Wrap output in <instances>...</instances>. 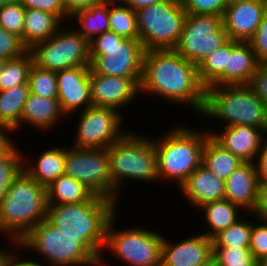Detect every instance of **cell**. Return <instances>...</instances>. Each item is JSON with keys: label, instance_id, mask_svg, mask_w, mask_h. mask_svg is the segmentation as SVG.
I'll return each instance as SVG.
<instances>
[{"label": "cell", "instance_id": "cell-1", "mask_svg": "<svg viewBox=\"0 0 267 266\" xmlns=\"http://www.w3.org/2000/svg\"><path fill=\"white\" fill-rule=\"evenodd\" d=\"M143 93L179 107L187 106L199 117L205 107L206 88L198 78L197 66L173 49L145 51L140 96Z\"/></svg>", "mask_w": 267, "mask_h": 266}, {"label": "cell", "instance_id": "cell-2", "mask_svg": "<svg viewBox=\"0 0 267 266\" xmlns=\"http://www.w3.org/2000/svg\"><path fill=\"white\" fill-rule=\"evenodd\" d=\"M118 204L94 195L88 202L48 205L47 219L61 232L77 240L99 260L111 218Z\"/></svg>", "mask_w": 267, "mask_h": 266}, {"label": "cell", "instance_id": "cell-3", "mask_svg": "<svg viewBox=\"0 0 267 266\" xmlns=\"http://www.w3.org/2000/svg\"><path fill=\"white\" fill-rule=\"evenodd\" d=\"M172 128L159 138L151 137L157 153L158 183L174 182L180 188L202 164L203 148L209 132L206 128L192 129L181 124Z\"/></svg>", "mask_w": 267, "mask_h": 266}, {"label": "cell", "instance_id": "cell-4", "mask_svg": "<svg viewBox=\"0 0 267 266\" xmlns=\"http://www.w3.org/2000/svg\"><path fill=\"white\" fill-rule=\"evenodd\" d=\"M47 212L46 188L21 169L0 203V233L20 241Z\"/></svg>", "mask_w": 267, "mask_h": 266}, {"label": "cell", "instance_id": "cell-5", "mask_svg": "<svg viewBox=\"0 0 267 266\" xmlns=\"http://www.w3.org/2000/svg\"><path fill=\"white\" fill-rule=\"evenodd\" d=\"M129 130L107 148L110 177L114 191L120 195L126 181L158 182L157 153L152 137ZM123 185V186H122Z\"/></svg>", "mask_w": 267, "mask_h": 266}, {"label": "cell", "instance_id": "cell-6", "mask_svg": "<svg viewBox=\"0 0 267 266\" xmlns=\"http://www.w3.org/2000/svg\"><path fill=\"white\" fill-rule=\"evenodd\" d=\"M201 117L205 122L217 120L221 127L250 125L267 133V105L248 85L207 87Z\"/></svg>", "mask_w": 267, "mask_h": 266}, {"label": "cell", "instance_id": "cell-7", "mask_svg": "<svg viewBox=\"0 0 267 266\" xmlns=\"http://www.w3.org/2000/svg\"><path fill=\"white\" fill-rule=\"evenodd\" d=\"M19 244L20 253H24L25 250L37 253V260L25 258L37 266H45V262L49 266H98V260L77 238L64 234L47 218L35 225ZM40 257L43 258L42 261Z\"/></svg>", "mask_w": 267, "mask_h": 266}, {"label": "cell", "instance_id": "cell-8", "mask_svg": "<svg viewBox=\"0 0 267 266\" xmlns=\"http://www.w3.org/2000/svg\"><path fill=\"white\" fill-rule=\"evenodd\" d=\"M118 212L108 223L105 243L102 254L98 260V266H109L104 251L115 256V260H121L127 266H160L161 246L163 233L152 231L144 227L127 226L122 229L117 227L116 217ZM106 249V250H105Z\"/></svg>", "mask_w": 267, "mask_h": 266}, {"label": "cell", "instance_id": "cell-9", "mask_svg": "<svg viewBox=\"0 0 267 266\" xmlns=\"http://www.w3.org/2000/svg\"><path fill=\"white\" fill-rule=\"evenodd\" d=\"M89 47L91 68L97 74L131 78L140 87L145 50L139 39L108 31L94 37Z\"/></svg>", "mask_w": 267, "mask_h": 266}, {"label": "cell", "instance_id": "cell-10", "mask_svg": "<svg viewBox=\"0 0 267 266\" xmlns=\"http://www.w3.org/2000/svg\"><path fill=\"white\" fill-rule=\"evenodd\" d=\"M186 15L180 0L138 9V34L144 50L173 49L182 33Z\"/></svg>", "mask_w": 267, "mask_h": 266}, {"label": "cell", "instance_id": "cell-11", "mask_svg": "<svg viewBox=\"0 0 267 266\" xmlns=\"http://www.w3.org/2000/svg\"><path fill=\"white\" fill-rule=\"evenodd\" d=\"M68 25L70 24L65 23L49 39L38 42L29 49L35 65L56 72L91 66L89 41Z\"/></svg>", "mask_w": 267, "mask_h": 266}, {"label": "cell", "instance_id": "cell-12", "mask_svg": "<svg viewBox=\"0 0 267 266\" xmlns=\"http://www.w3.org/2000/svg\"><path fill=\"white\" fill-rule=\"evenodd\" d=\"M229 40L222 16L187 14L175 52L198 66L207 56Z\"/></svg>", "mask_w": 267, "mask_h": 266}, {"label": "cell", "instance_id": "cell-13", "mask_svg": "<svg viewBox=\"0 0 267 266\" xmlns=\"http://www.w3.org/2000/svg\"><path fill=\"white\" fill-rule=\"evenodd\" d=\"M74 144L79 149H104L121 139L130 129L124 127L125 116L117 109L90 106L79 113ZM124 127V128H123Z\"/></svg>", "mask_w": 267, "mask_h": 266}, {"label": "cell", "instance_id": "cell-14", "mask_svg": "<svg viewBox=\"0 0 267 266\" xmlns=\"http://www.w3.org/2000/svg\"><path fill=\"white\" fill-rule=\"evenodd\" d=\"M66 145L65 174L83 183L95 195L120 204L110 177L109 155L104 149H79Z\"/></svg>", "mask_w": 267, "mask_h": 266}, {"label": "cell", "instance_id": "cell-15", "mask_svg": "<svg viewBox=\"0 0 267 266\" xmlns=\"http://www.w3.org/2000/svg\"><path fill=\"white\" fill-rule=\"evenodd\" d=\"M90 69L91 66H79L56 72L57 99L65 117L77 116L78 113L93 105L90 90Z\"/></svg>", "mask_w": 267, "mask_h": 266}, {"label": "cell", "instance_id": "cell-16", "mask_svg": "<svg viewBox=\"0 0 267 266\" xmlns=\"http://www.w3.org/2000/svg\"><path fill=\"white\" fill-rule=\"evenodd\" d=\"M90 90L93 106L111 107L122 114L140 95V87L131 78L97 74L92 68Z\"/></svg>", "mask_w": 267, "mask_h": 266}, {"label": "cell", "instance_id": "cell-17", "mask_svg": "<svg viewBox=\"0 0 267 266\" xmlns=\"http://www.w3.org/2000/svg\"><path fill=\"white\" fill-rule=\"evenodd\" d=\"M186 237L173 243L163 236L160 266H202L213 259L212 239L200 232Z\"/></svg>", "mask_w": 267, "mask_h": 266}, {"label": "cell", "instance_id": "cell-18", "mask_svg": "<svg viewBox=\"0 0 267 266\" xmlns=\"http://www.w3.org/2000/svg\"><path fill=\"white\" fill-rule=\"evenodd\" d=\"M209 134L225 149L236 155L243 162H254L262 144L267 140V133L250 125L223 127L221 131L208 128Z\"/></svg>", "mask_w": 267, "mask_h": 266}, {"label": "cell", "instance_id": "cell-19", "mask_svg": "<svg viewBox=\"0 0 267 266\" xmlns=\"http://www.w3.org/2000/svg\"><path fill=\"white\" fill-rule=\"evenodd\" d=\"M265 8L261 0H249L228 5L222 25L231 40L248 42L261 23Z\"/></svg>", "mask_w": 267, "mask_h": 266}, {"label": "cell", "instance_id": "cell-20", "mask_svg": "<svg viewBox=\"0 0 267 266\" xmlns=\"http://www.w3.org/2000/svg\"><path fill=\"white\" fill-rule=\"evenodd\" d=\"M259 62L249 42L230 39V55L224 72L210 85H248Z\"/></svg>", "mask_w": 267, "mask_h": 266}, {"label": "cell", "instance_id": "cell-21", "mask_svg": "<svg viewBox=\"0 0 267 266\" xmlns=\"http://www.w3.org/2000/svg\"><path fill=\"white\" fill-rule=\"evenodd\" d=\"M225 181L211 173L202 164L180 186L179 192L194 208L225 199Z\"/></svg>", "mask_w": 267, "mask_h": 266}, {"label": "cell", "instance_id": "cell-22", "mask_svg": "<svg viewBox=\"0 0 267 266\" xmlns=\"http://www.w3.org/2000/svg\"><path fill=\"white\" fill-rule=\"evenodd\" d=\"M64 118L57 98H44L30 93L20 117L19 131L21 128L23 131V127L29 125L39 132L46 133L48 131L47 133H49L60 125L59 123L65 120Z\"/></svg>", "mask_w": 267, "mask_h": 266}, {"label": "cell", "instance_id": "cell-23", "mask_svg": "<svg viewBox=\"0 0 267 266\" xmlns=\"http://www.w3.org/2000/svg\"><path fill=\"white\" fill-rule=\"evenodd\" d=\"M225 185V199L250 213L256 203L259 185L254 162H243L225 180Z\"/></svg>", "mask_w": 267, "mask_h": 266}, {"label": "cell", "instance_id": "cell-24", "mask_svg": "<svg viewBox=\"0 0 267 266\" xmlns=\"http://www.w3.org/2000/svg\"><path fill=\"white\" fill-rule=\"evenodd\" d=\"M34 159L22 153V169L45 188L65 174L66 145L50 146ZM31 157V160H29ZM36 158V159H35ZM28 160V161H27Z\"/></svg>", "mask_w": 267, "mask_h": 266}, {"label": "cell", "instance_id": "cell-25", "mask_svg": "<svg viewBox=\"0 0 267 266\" xmlns=\"http://www.w3.org/2000/svg\"><path fill=\"white\" fill-rule=\"evenodd\" d=\"M197 211L204 212V217L201 219L204 223L202 233L210 239L242 218L243 216L240 214L242 211L245 213L240 206L227 199L207 203Z\"/></svg>", "mask_w": 267, "mask_h": 266}, {"label": "cell", "instance_id": "cell-26", "mask_svg": "<svg viewBox=\"0 0 267 266\" xmlns=\"http://www.w3.org/2000/svg\"><path fill=\"white\" fill-rule=\"evenodd\" d=\"M57 15L38 9H26L22 33L23 44L30 49L34 44L47 40L63 25Z\"/></svg>", "mask_w": 267, "mask_h": 266}, {"label": "cell", "instance_id": "cell-27", "mask_svg": "<svg viewBox=\"0 0 267 266\" xmlns=\"http://www.w3.org/2000/svg\"><path fill=\"white\" fill-rule=\"evenodd\" d=\"M70 22L71 25H73V27H75V29L89 42L94 37L110 31L109 0H104L92 5L87 10L79 11L70 18L69 23ZM74 24L76 26H74Z\"/></svg>", "mask_w": 267, "mask_h": 266}, {"label": "cell", "instance_id": "cell-28", "mask_svg": "<svg viewBox=\"0 0 267 266\" xmlns=\"http://www.w3.org/2000/svg\"><path fill=\"white\" fill-rule=\"evenodd\" d=\"M242 163L236 155L208 135L202 153V165L206 169L225 181Z\"/></svg>", "mask_w": 267, "mask_h": 266}, {"label": "cell", "instance_id": "cell-29", "mask_svg": "<svg viewBox=\"0 0 267 266\" xmlns=\"http://www.w3.org/2000/svg\"><path fill=\"white\" fill-rule=\"evenodd\" d=\"M46 190L48 205L84 203L95 195L83 183L67 174L53 181Z\"/></svg>", "mask_w": 267, "mask_h": 266}, {"label": "cell", "instance_id": "cell-30", "mask_svg": "<svg viewBox=\"0 0 267 266\" xmlns=\"http://www.w3.org/2000/svg\"><path fill=\"white\" fill-rule=\"evenodd\" d=\"M29 94L28 84H19L0 91V126L19 133L20 117Z\"/></svg>", "mask_w": 267, "mask_h": 266}, {"label": "cell", "instance_id": "cell-31", "mask_svg": "<svg viewBox=\"0 0 267 266\" xmlns=\"http://www.w3.org/2000/svg\"><path fill=\"white\" fill-rule=\"evenodd\" d=\"M110 31L125 39H139L136 11L120 0H109Z\"/></svg>", "mask_w": 267, "mask_h": 266}, {"label": "cell", "instance_id": "cell-32", "mask_svg": "<svg viewBox=\"0 0 267 266\" xmlns=\"http://www.w3.org/2000/svg\"><path fill=\"white\" fill-rule=\"evenodd\" d=\"M246 216L243 214L236 223L218 233L212 239L213 248H249L253 220Z\"/></svg>", "mask_w": 267, "mask_h": 266}, {"label": "cell", "instance_id": "cell-33", "mask_svg": "<svg viewBox=\"0 0 267 266\" xmlns=\"http://www.w3.org/2000/svg\"><path fill=\"white\" fill-rule=\"evenodd\" d=\"M33 64V57L28 50L20 57L6 60L0 74V91L10 89L19 84H28L29 71Z\"/></svg>", "mask_w": 267, "mask_h": 266}, {"label": "cell", "instance_id": "cell-34", "mask_svg": "<svg viewBox=\"0 0 267 266\" xmlns=\"http://www.w3.org/2000/svg\"><path fill=\"white\" fill-rule=\"evenodd\" d=\"M228 55H230V39L197 66L198 78L205 88L209 87L224 72Z\"/></svg>", "mask_w": 267, "mask_h": 266}, {"label": "cell", "instance_id": "cell-35", "mask_svg": "<svg viewBox=\"0 0 267 266\" xmlns=\"http://www.w3.org/2000/svg\"><path fill=\"white\" fill-rule=\"evenodd\" d=\"M28 85L30 93L44 98L58 96L56 71L40 68L34 63L29 71Z\"/></svg>", "mask_w": 267, "mask_h": 266}, {"label": "cell", "instance_id": "cell-36", "mask_svg": "<svg viewBox=\"0 0 267 266\" xmlns=\"http://www.w3.org/2000/svg\"><path fill=\"white\" fill-rule=\"evenodd\" d=\"M14 144L0 158V203L4 198L12 179L22 169V151L17 148L20 145Z\"/></svg>", "mask_w": 267, "mask_h": 266}, {"label": "cell", "instance_id": "cell-37", "mask_svg": "<svg viewBox=\"0 0 267 266\" xmlns=\"http://www.w3.org/2000/svg\"><path fill=\"white\" fill-rule=\"evenodd\" d=\"M216 266H258L249 248H213Z\"/></svg>", "mask_w": 267, "mask_h": 266}, {"label": "cell", "instance_id": "cell-38", "mask_svg": "<svg viewBox=\"0 0 267 266\" xmlns=\"http://www.w3.org/2000/svg\"><path fill=\"white\" fill-rule=\"evenodd\" d=\"M25 10V7L20 1L0 6V27L8 32L18 35L21 37V40Z\"/></svg>", "mask_w": 267, "mask_h": 266}, {"label": "cell", "instance_id": "cell-39", "mask_svg": "<svg viewBox=\"0 0 267 266\" xmlns=\"http://www.w3.org/2000/svg\"><path fill=\"white\" fill-rule=\"evenodd\" d=\"M256 220L255 224L252 222L249 249L251 255L260 261L267 257V219L256 218Z\"/></svg>", "mask_w": 267, "mask_h": 266}, {"label": "cell", "instance_id": "cell-40", "mask_svg": "<svg viewBox=\"0 0 267 266\" xmlns=\"http://www.w3.org/2000/svg\"><path fill=\"white\" fill-rule=\"evenodd\" d=\"M28 50L21 37L0 27V59H14L22 56Z\"/></svg>", "mask_w": 267, "mask_h": 266}, {"label": "cell", "instance_id": "cell-41", "mask_svg": "<svg viewBox=\"0 0 267 266\" xmlns=\"http://www.w3.org/2000/svg\"><path fill=\"white\" fill-rule=\"evenodd\" d=\"M187 14H211L223 16L226 0H180Z\"/></svg>", "mask_w": 267, "mask_h": 266}, {"label": "cell", "instance_id": "cell-42", "mask_svg": "<svg viewBox=\"0 0 267 266\" xmlns=\"http://www.w3.org/2000/svg\"><path fill=\"white\" fill-rule=\"evenodd\" d=\"M259 63H267V12L252 38L248 41Z\"/></svg>", "mask_w": 267, "mask_h": 266}, {"label": "cell", "instance_id": "cell-43", "mask_svg": "<svg viewBox=\"0 0 267 266\" xmlns=\"http://www.w3.org/2000/svg\"><path fill=\"white\" fill-rule=\"evenodd\" d=\"M25 9H38L57 15L63 22L67 21L63 0H20Z\"/></svg>", "mask_w": 267, "mask_h": 266}, {"label": "cell", "instance_id": "cell-44", "mask_svg": "<svg viewBox=\"0 0 267 266\" xmlns=\"http://www.w3.org/2000/svg\"><path fill=\"white\" fill-rule=\"evenodd\" d=\"M248 86L267 105V63H259Z\"/></svg>", "mask_w": 267, "mask_h": 266}, {"label": "cell", "instance_id": "cell-45", "mask_svg": "<svg viewBox=\"0 0 267 266\" xmlns=\"http://www.w3.org/2000/svg\"><path fill=\"white\" fill-rule=\"evenodd\" d=\"M259 185H267V140L262 144L254 161Z\"/></svg>", "mask_w": 267, "mask_h": 266}, {"label": "cell", "instance_id": "cell-46", "mask_svg": "<svg viewBox=\"0 0 267 266\" xmlns=\"http://www.w3.org/2000/svg\"><path fill=\"white\" fill-rule=\"evenodd\" d=\"M249 215L255 218L267 219V185H258L256 203Z\"/></svg>", "mask_w": 267, "mask_h": 266}, {"label": "cell", "instance_id": "cell-47", "mask_svg": "<svg viewBox=\"0 0 267 266\" xmlns=\"http://www.w3.org/2000/svg\"><path fill=\"white\" fill-rule=\"evenodd\" d=\"M104 0H63L65 11L67 14V21L77 14L79 11L87 10L92 5H95Z\"/></svg>", "mask_w": 267, "mask_h": 266}, {"label": "cell", "instance_id": "cell-48", "mask_svg": "<svg viewBox=\"0 0 267 266\" xmlns=\"http://www.w3.org/2000/svg\"><path fill=\"white\" fill-rule=\"evenodd\" d=\"M11 241V242H10ZM11 248L0 247V266H10L14 260L20 255V244L18 240L9 239ZM16 246V247H15ZM17 248V249H15ZM8 249V250H7ZM19 250V251H18ZM19 252V253H18Z\"/></svg>", "mask_w": 267, "mask_h": 266}, {"label": "cell", "instance_id": "cell-49", "mask_svg": "<svg viewBox=\"0 0 267 266\" xmlns=\"http://www.w3.org/2000/svg\"><path fill=\"white\" fill-rule=\"evenodd\" d=\"M12 134L11 130L0 126V158L15 144V138L10 136Z\"/></svg>", "mask_w": 267, "mask_h": 266}, {"label": "cell", "instance_id": "cell-50", "mask_svg": "<svg viewBox=\"0 0 267 266\" xmlns=\"http://www.w3.org/2000/svg\"><path fill=\"white\" fill-rule=\"evenodd\" d=\"M125 5L131 7L133 10L137 11L140 8L150 6L157 3L173 1V0H120Z\"/></svg>", "mask_w": 267, "mask_h": 266}, {"label": "cell", "instance_id": "cell-51", "mask_svg": "<svg viewBox=\"0 0 267 266\" xmlns=\"http://www.w3.org/2000/svg\"><path fill=\"white\" fill-rule=\"evenodd\" d=\"M22 255H19L10 266H37L26 261Z\"/></svg>", "mask_w": 267, "mask_h": 266}, {"label": "cell", "instance_id": "cell-52", "mask_svg": "<svg viewBox=\"0 0 267 266\" xmlns=\"http://www.w3.org/2000/svg\"><path fill=\"white\" fill-rule=\"evenodd\" d=\"M20 0H0V6L19 2Z\"/></svg>", "mask_w": 267, "mask_h": 266}, {"label": "cell", "instance_id": "cell-53", "mask_svg": "<svg viewBox=\"0 0 267 266\" xmlns=\"http://www.w3.org/2000/svg\"><path fill=\"white\" fill-rule=\"evenodd\" d=\"M258 266H267V257L262 258L260 261H258Z\"/></svg>", "mask_w": 267, "mask_h": 266}, {"label": "cell", "instance_id": "cell-54", "mask_svg": "<svg viewBox=\"0 0 267 266\" xmlns=\"http://www.w3.org/2000/svg\"><path fill=\"white\" fill-rule=\"evenodd\" d=\"M243 1H249V0H226V4L228 6V5H231L237 2H243Z\"/></svg>", "mask_w": 267, "mask_h": 266}, {"label": "cell", "instance_id": "cell-55", "mask_svg": "<svg viewBox=\"0 0 267 266\" xmlns=\"http://www.w3.org/2000/svg\"><path fill=\"white\" fill-rule=\"evenodd\" d=\"M6 60L5 59H0V74L5 66Z\"/></svg>", "mask_w": 267, "mask_h": 266}, {"label": "cell", "instance_id": "cell-56", "mask_svg": "<svg viewBox=\"0 0 267 266\" xmlns=\"http://www.w3.org/2000/svg\"><path fill=\"white\" fill-rule=\"evenodd\" d=\"M202 266H216V262L214 259H212L211 261H209L208 263L202 265Z\"/></svg>", "mask_w": 267, "mask_h": 266}, {"label": "cell", "instance_id": "cell-57", "mask_svg": "<svg viewBox=\"0 0 267 266\" xmlns=\"http://www.w3.org/2000/svg\"><path fill=\"white\" fill-rule=\"evenodd\" d=\"M263 5H264V8H265V12H267V0H261Z\"/></svg>", "mask_w": 267, "mask_h": 266}]
</instances>
